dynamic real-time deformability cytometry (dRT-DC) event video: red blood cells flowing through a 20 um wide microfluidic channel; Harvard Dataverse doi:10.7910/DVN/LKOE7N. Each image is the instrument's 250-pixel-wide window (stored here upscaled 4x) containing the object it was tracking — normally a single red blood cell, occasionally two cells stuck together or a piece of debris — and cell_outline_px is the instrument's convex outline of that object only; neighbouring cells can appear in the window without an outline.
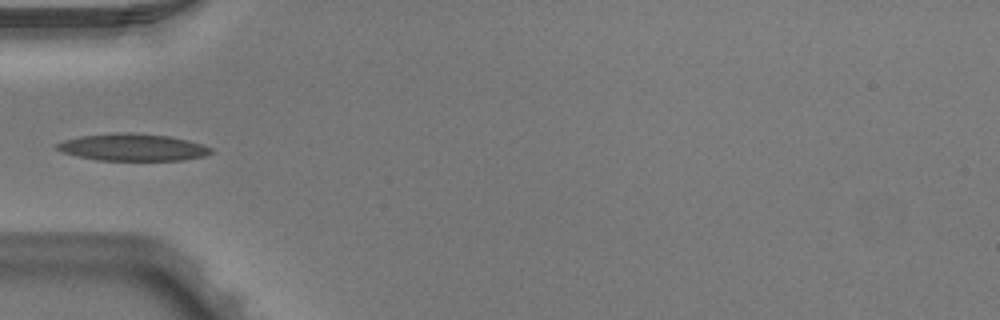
{"species": "Egyptian fruit bat (a non-hibernating species)", "species_latin": "Rousettus aegyptiacus", "temperature_condition": "warm", "stored_images_in_passage": 6, "camera_frame_rate_fps": 3000, "um_per_image_px": 0.085, "animal": {"sex": "male"}, "frame": {"image": 1, "passage_image": 6, "time_ms": 1.667, "image_size_px": [1000, 320], "cell_outline_px": [[212, 152], [204, 156], [184, 160], [96, 160], [76, 156], [64, 152], [56, 148], [56, 144], [64, 140], [80, 136], [120, 132], [132, 132], [168, 136], [188, 140], [204, 144], [212, 148]], "centroid_in_image_um": [11.3, 12.52], "position_along_channel_um": 73.7, "area_um2": 24.33}}